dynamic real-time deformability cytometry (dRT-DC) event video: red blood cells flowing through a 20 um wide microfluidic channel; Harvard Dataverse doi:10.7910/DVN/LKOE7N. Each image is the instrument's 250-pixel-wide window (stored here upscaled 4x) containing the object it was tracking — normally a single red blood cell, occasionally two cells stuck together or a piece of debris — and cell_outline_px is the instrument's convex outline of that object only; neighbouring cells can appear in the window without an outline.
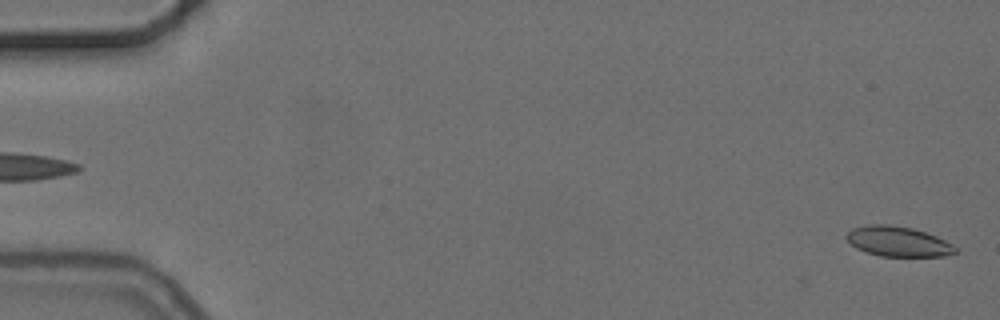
{"species": "common noctule bat (a hibernating species)", "species_latin": "Nyctalus noctula", "temperature_condition": "cold", "stored_images_in_passage": 4, "segment_of_instrument_passage": [2, 2], "camera_frame_rate_fps": 3000, "um_per_image_px": 0.085, "animal": {"sex": "female", "body_mass_g": 24.6, "forearm_length_mm": 56.2}, "frame": {"image": 1, "passage_image": 4, "time_ms": 4.0, "image_size_px": [1000, 320], "cell_outline_px": [[960, 252], [944, 256], [880, 256], [856, 248], [844, 236], [852, 228], [868, 224], [888, 224], [912, 228], [936, 236], [952, 244]], "centroid_in_image_um": [76.34, 20.52], "position_along_channel_um": 8.7, "area_um2": 19.02}}